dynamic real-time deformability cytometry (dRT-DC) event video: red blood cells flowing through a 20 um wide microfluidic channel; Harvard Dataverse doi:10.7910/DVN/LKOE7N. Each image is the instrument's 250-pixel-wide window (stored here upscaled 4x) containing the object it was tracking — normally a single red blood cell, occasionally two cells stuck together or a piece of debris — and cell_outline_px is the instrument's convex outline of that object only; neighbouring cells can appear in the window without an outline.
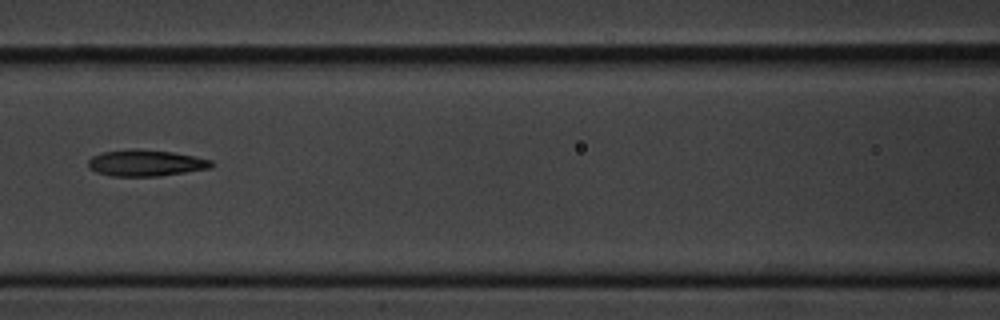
{"species": "common noctule bat (a hibernating species)", "species_latin": "Nyctalus noctula", "temperature_condition": "cold", "stored_images_in_passage": 9, "camera_frame_rate_fps": 3000, "um_per_image_px": 0.085, "animal": {"sex": "male", "body_mass_g": 20.1, "forearm_length_mm": 53.5}, "frame": {"image": 1, "passage_image": 6, "time_ms": 6.0, "image_size_px": [1000, 320], "cell_outline_px": [[212, 168], [160, 176], [112, 176], [96, 172], [88, 168], [88, 160], [92, 156], [100, 152], [132, 148], [140, 148], [172, 152], [212, 160]], "centroid_in_image_um": [12.34, 13.84], "position_along_channel_um": 154.3, "area_um2": 19.13}}
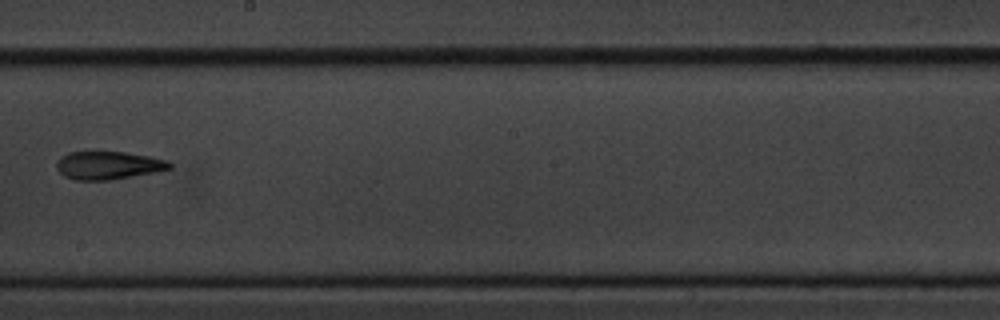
{"frame": {"image": 2, "passage_image": 8, "time_ms": 8.333, "image_size_px": [1000, 320], "cell_outline_px": [[172, 168], [156, 172], [108, 180], [76, 180], [64, 176], [56, 168], [56, 160], [60, 156], [68, 152], [124, 152], [152, 156], [168, 160], [172, 164]], "centroid_in_image_um": [9.21, 14.05], "position_along_channel_um": 239.0, "area_um2": 18.61}}
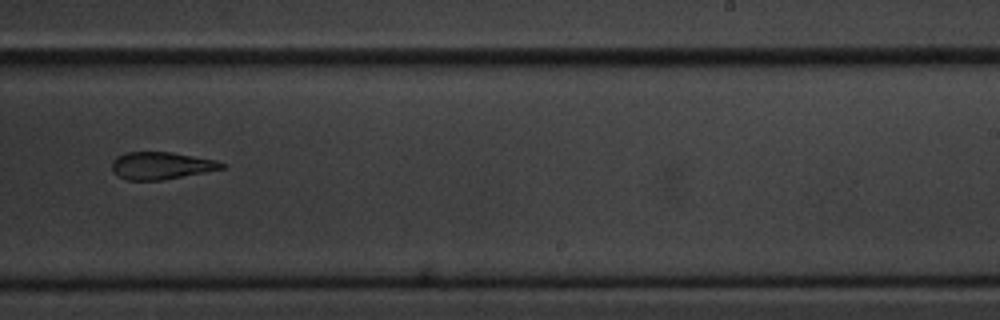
{"frame": {"image": 3, "passage_image": 9, "time_ms": 9.333, "image_size_px": [1000, 320], "cell_outline_px": [[224, 168], [204, 172], [160, 180], [128, 180], [116, 176], [112, 172], [112, 160], [116, 156], [128, 152], [172, 152], [216, 160], [224, 164]], "centroid_in_image_um": [13.64, 14.07], "position_along_channel_um": 275.4, "area_um2": 17.4}}